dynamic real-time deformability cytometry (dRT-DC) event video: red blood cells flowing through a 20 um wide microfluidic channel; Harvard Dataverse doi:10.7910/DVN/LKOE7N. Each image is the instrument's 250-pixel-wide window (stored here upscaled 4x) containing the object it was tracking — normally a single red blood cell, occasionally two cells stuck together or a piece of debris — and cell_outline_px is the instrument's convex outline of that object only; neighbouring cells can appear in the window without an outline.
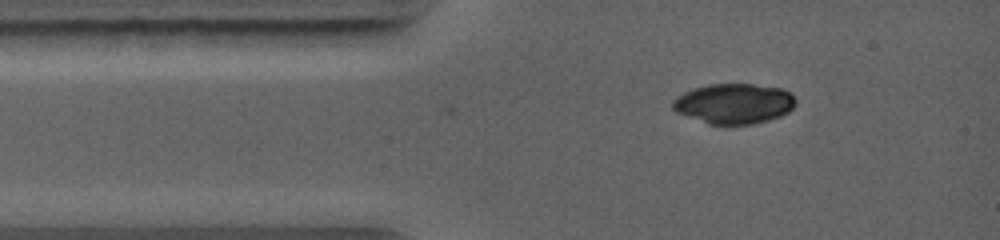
{"species": "common noctule bat (a hibernating species)", "species_latin": "Nyctalus noctula", "temperature_condition": "warm", "stored_images_in_passage": 36, "camera_frame_rate_fps": 5000, "um_per_image_px": 0.085, "animal": {"sex": "female", "body_mass_g": 19.0, "forearm_length_mm": 56.7}, "frame": {"image": 1, "passage_image": 1, "time_ms": 0.0, "image_size_px": [1000, 240], "cell_outline_px": [[796, 104], [788, 112], [780, 116], [768, 120], [752, 124], [708, 124], [676, 112], [672, 108], [672, 100], [676, 96], [692, 88], [708, 84], [752, 84], [784, 88], [796, 100]], "centroid_in_image_um": [62.37, 8.8], "position_along_channel_um": 22.6, "area_um2": 28.9}}
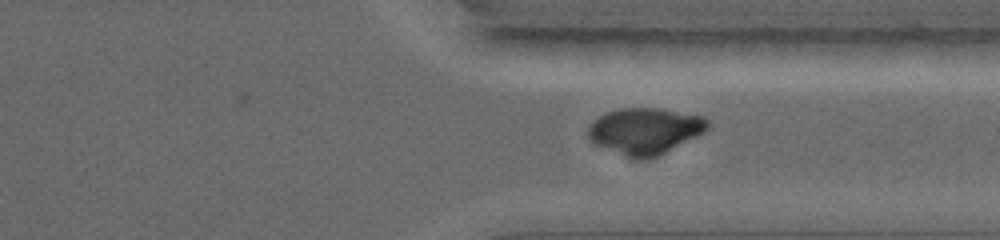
{"frame": {"image": 2, "passage_image": 30, "time_ms": 7.6, "image_size_px": [1000, 240], "cell_outline_px": [[712, 124], [704, 132], [648, 160], [636, 160], [592, 144], [588, 140], [588, 128], [600, 116], [608, 112], [620, 108], [656, 108], [704, 116]], "centroid_in_image_um": [54.81, 11.14], "position_along_channel_um": 356.6, "area_um2": 32.19}}
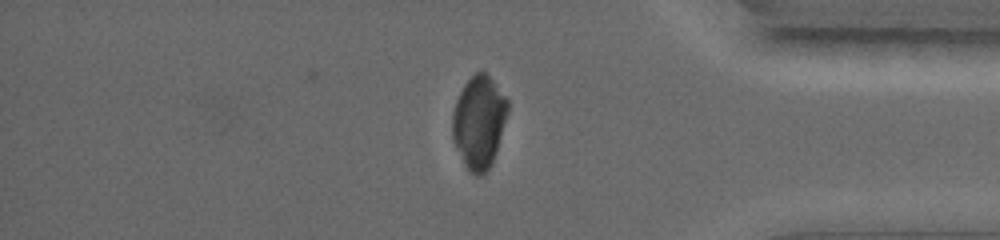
{"frame": {"image": 3, "passage_image": 34, "time_ms": 8.8, "image_size_px": [1000, 240], "cell_outline_px": [[508, 112], [496, 152], [492, 164], [480, 176], [476, 176], [468, 172], [452, 140], [452, 112], [456, 100], [464, 84], [476, 72], [488, 72], [508, 96]], "centroid_in_image_um": [40.72, 10.34], "position_along_channel_um": 394.5, "area_um2": 30.4}}